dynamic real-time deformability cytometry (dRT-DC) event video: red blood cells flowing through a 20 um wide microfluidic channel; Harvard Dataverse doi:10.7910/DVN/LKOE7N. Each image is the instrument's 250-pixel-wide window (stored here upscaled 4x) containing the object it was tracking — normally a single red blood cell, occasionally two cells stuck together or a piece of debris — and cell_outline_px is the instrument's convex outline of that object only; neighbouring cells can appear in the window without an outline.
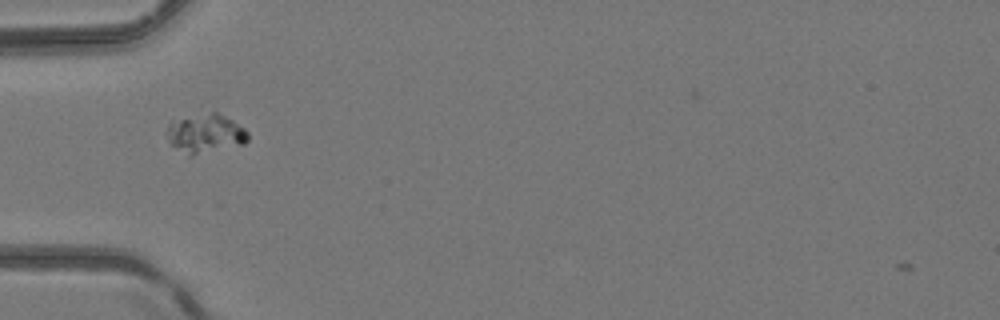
{"species": "common noctule bat (a hibernating species)", "species_latin": "Nyctalus noctula", "temperature_condition": "room temperature", "stored_images_in_passage": 35, "camera_frame_rate_fps": 3000, "um_per_image_px": 0.085, "animal": {"sex": "female", "body_mass_g": 24.6, "forearm_length_mm": 56.2}, "frame": {"image": 1, "passage_image": 3, "time_ms": 0.667, "image_size_px": [1000, 320], "cell_outline_px": [[248, 140], [244, 144], [192, 156], [188, 156], [172, 144], [168, 136], [168, 124], [172, 120], [212, 112], [216, 112], [232, 120], [244, 128], [248, 132]], "centroid_in_image_um": [17.48, 11.36], "position_along_channel_um": 67.5, "area_um2": 18.15}}
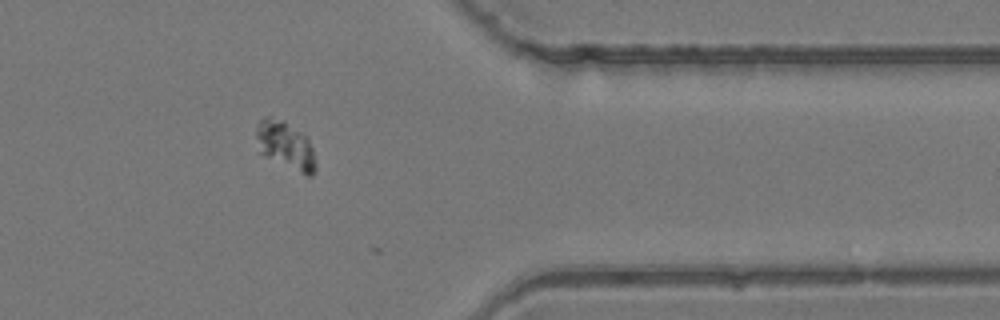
{"frame": {"image": 2, "passage_image": 26, "time_ms": 8.333, "image_size_px": [1000, 320], "cell_outline_px": [[316, 168], [312, 176], [308, 176], [264, 156], [256, 152], [256, 124], [264, 116], [272, 116], [284, 120], [308, 136], [312, 148], [316, 164]], "centroid_in_image_um": [24.23, 12.32], "position_along_channel_um": 387.2, "area_um2": 17.05}}
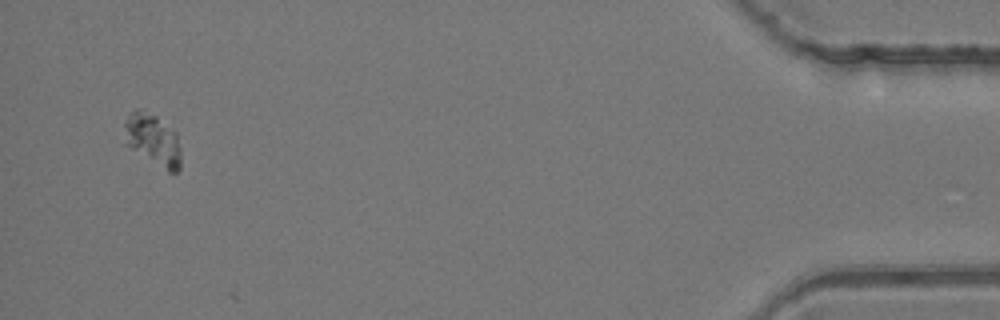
{"frame": {"image": 3, "passage_image": 33, "time_ms": 10.667, "image_size_px": [1000, 320], "cell_outline_px": [[180, 168], [176, 172], [168, 172], [124, 144], [124, 124], [128, 116], [136, 108], [144, 108], [156, 116], [176, 132], [180, 148]], "centroid_in_image_um": [12.98, 11.86], "position_along_channel_um": 422.2, "area_um2": 17.22}}